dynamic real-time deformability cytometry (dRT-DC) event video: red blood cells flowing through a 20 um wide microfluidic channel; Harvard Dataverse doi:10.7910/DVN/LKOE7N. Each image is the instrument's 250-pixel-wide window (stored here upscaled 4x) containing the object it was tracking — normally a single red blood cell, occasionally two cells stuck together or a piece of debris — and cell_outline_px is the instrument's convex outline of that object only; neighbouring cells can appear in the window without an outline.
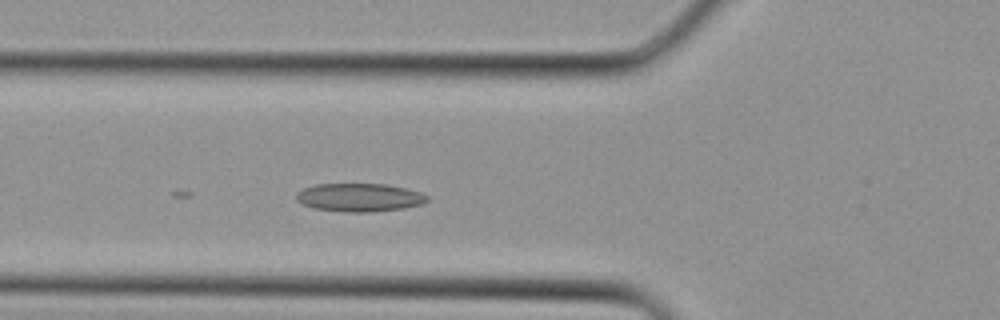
{"species": "Egyptian fruit bat (a non-hibernating species)", "species_latin": "Rousettus aegyptiacus", "temperature_condition": "cold", "stored_images_in_passage": 28, "camera_frame_rate_fps": 3000, "um_per_image_px": 0.085, "animal": {"sex": "female"}, "frame": {"image": 1, "passage_image": 6, "time_ms": 1.667, "image_size_px": [1000, 320], "cell_outline_px": [[428, 200], [420, 204], [404, 208], [372, 212], [344, 212], [312, 208], [296, 200], [296, 192], [304, 188], [316, 184], [384, 184], [404, 188], [420, 192], [428, 196]], "centroid_in_image_um": [30.52, 16.79], "position_along_channel_um": 95.3, "area_um2": 21.5}}
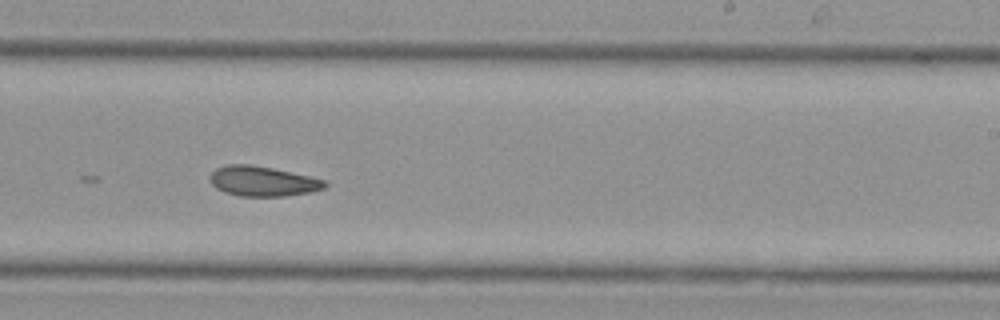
{"frame": {"image": 2, "passage_image": 15, "time_ms": 4.667, "image_size_px": [1000, 320], "cell_outline_px": [[328, 184], [324, 188], [308, 192], [284, 196], [240, 196], [224, 192], [216, 188], [212, 184], [208, 176], [216, 168], [228, 164], [248, 164], [272, 168], [308, 176], [324, 180]], "centroid_in_image_um": [22.27, 15.4], "position_along_channel_um": 266.7, "area_um2": 19.88}}
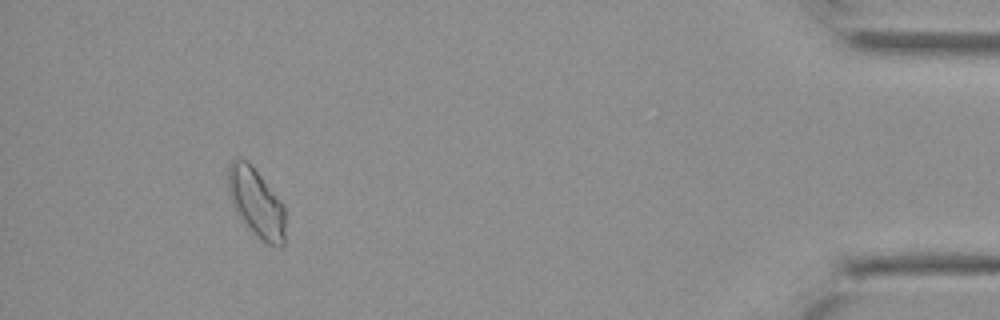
{"frame": {"image": 3, "passage_image": 26, "time_ms": 8.333, "image_size_px": [1000, 320], "cell_outline_px": [[284, 244], [280, 248], [268, 244], [256, 236], [236, 212], [232, 204], [228, 192], [228, 164], [232, 160], [248, 160], [284, 204]], "centroid_in_image_um": [21.78, 17.23], "position_along_channel_um": 413.4, "area_um2": 22.83}}